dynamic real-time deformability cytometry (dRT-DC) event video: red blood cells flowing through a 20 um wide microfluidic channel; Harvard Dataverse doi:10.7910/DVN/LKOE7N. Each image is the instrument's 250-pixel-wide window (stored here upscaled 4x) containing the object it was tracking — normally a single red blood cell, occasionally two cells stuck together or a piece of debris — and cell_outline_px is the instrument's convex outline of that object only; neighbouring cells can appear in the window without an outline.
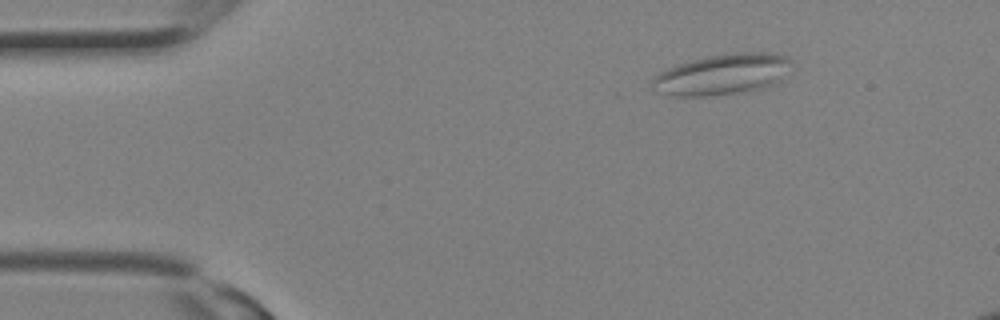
{"species": "Egyptian fruit bat (a non-hibernating species)", "species_latin": "Rousettus aegyptiacus", "temperature_condition": "room temperature", "stored_images_in_passage": 6, "camera_frame_rate_fps": 3000, "um_per_image_px": 0.085, "animal": {"sex": "female"}, "frame": {"image": 1, "passage_image": 1, "time_ms": 0.0, "image_size_px": [1000, 320], "cell_outline_px": [[792, 64], [780, 80], [764, 88], [752, 92], [708, 96], [676, 96], [656, 92], [648, 84], [660, 72], [676, 64], [708, 56], [732, 52], [768, 52], [788, 56], [792, 60]], "centroid_in_image_um": [61.4, 6.33], "position_along_channel_um": 23.6, "area_um2": 33.64}}